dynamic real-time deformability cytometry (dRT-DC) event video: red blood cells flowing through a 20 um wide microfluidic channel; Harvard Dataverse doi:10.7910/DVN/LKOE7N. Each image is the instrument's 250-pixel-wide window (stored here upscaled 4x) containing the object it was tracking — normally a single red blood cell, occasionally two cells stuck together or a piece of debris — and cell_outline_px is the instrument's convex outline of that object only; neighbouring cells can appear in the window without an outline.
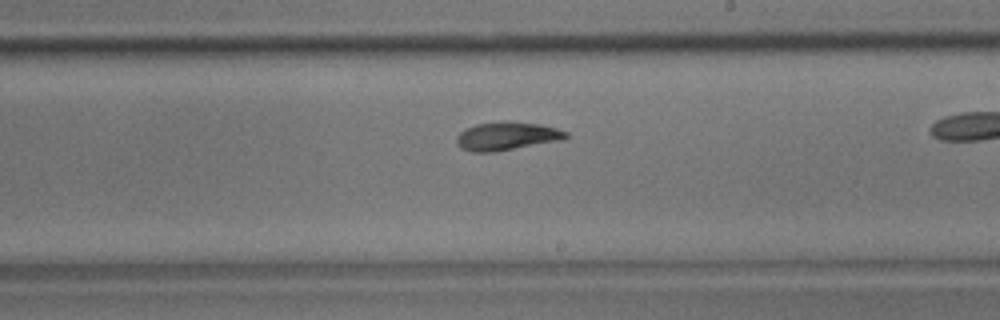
{"species": "common noctule bat (a hibernating species)", "species_latin": "Nyctalus noctula", "temperature_condition": "room temperature", "stored_images_in_passage": 22, "camera_frame_rate_fps": 3000, "um_per_image_px": 0.085, "animal": {"sex": "male", "body_mass_g": 17.9}, "frame": {"image": 1, "passage_image": 13, "time_ms": 4.0, "image_size_px": [1000, 320], "cell_outline_px": [[568, 136], [564, 140], [492, 152], [472, 152], [460, 148], [456, 144], [456, 136], [460, 132], [476, 124], [504, 120], [508, 120], [540, 124], [556, 128], [568, 132]], "centroid_in_image_um": [43.08, 11.56], "position_along_channel_um": 245.9, "area_um2": 18.26}}
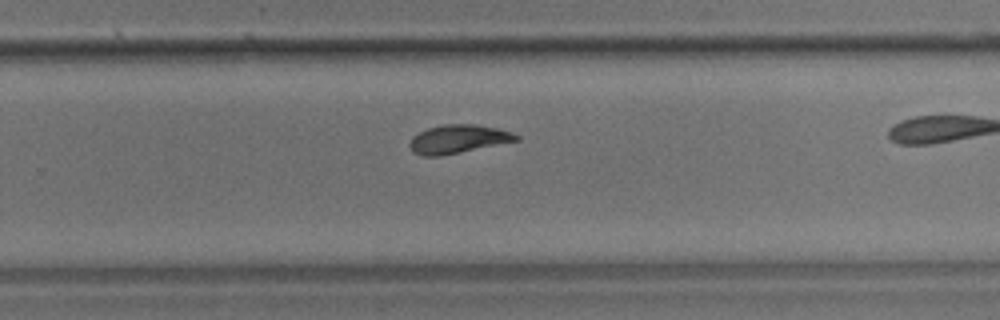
{"frame": {"image": 2, "passage_image": 16, "time_ms": 5.0, "image_size_px": [1000, 320], "cell_outline_px": [[520, 140], [440, 156], [424, 156], [412, 152], [408, 144], [412, 136], [428, 128], [444, 124], [476, 124], [496, 128], [512, 132], [520, 136]], "centroid_in_image_um": [38.93, 11.82], "position_along_channel_um": 290.9, "area_um2": 17.69}}